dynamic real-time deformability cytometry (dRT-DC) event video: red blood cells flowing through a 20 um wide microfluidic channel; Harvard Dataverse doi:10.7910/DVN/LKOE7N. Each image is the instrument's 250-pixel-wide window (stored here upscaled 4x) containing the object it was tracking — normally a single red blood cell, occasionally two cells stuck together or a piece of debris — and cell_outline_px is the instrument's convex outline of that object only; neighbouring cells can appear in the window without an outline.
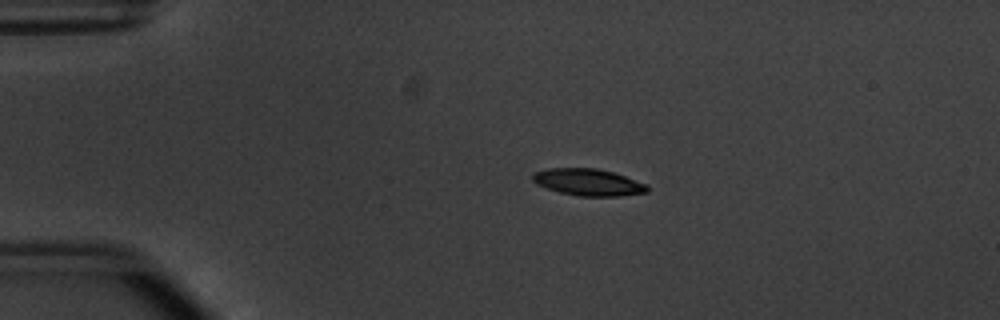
{"species": "common noctule bat (a hibernating species)", "species_latin": "Nyctalus noctula", "temperature_condition": "warm", "stored_images_in_passage": 53, "camera_frame_rate_fps": 3000, "um_per_image_px": 0.085, "animal": {"sex": "male", "body_mass_g": 20.1, "forearm_length_mm": 53.5}, "frame": {"image": 1, "passage_image": 11, "time_ms": 3.333, "image_size_px": [1000, 320], "cell_outline_px": [[648, 192], [620, 196], [580, 196], [560, 192], [536, 184], [532, 180], [532, 176], [536, 172], [548, 168], [596, 168], [612, 172], [648, 184]], "centroid_in_image_um": [50.02, 15.49], "position_along_channel_um": 35.0, "area_um2": 17.8}}
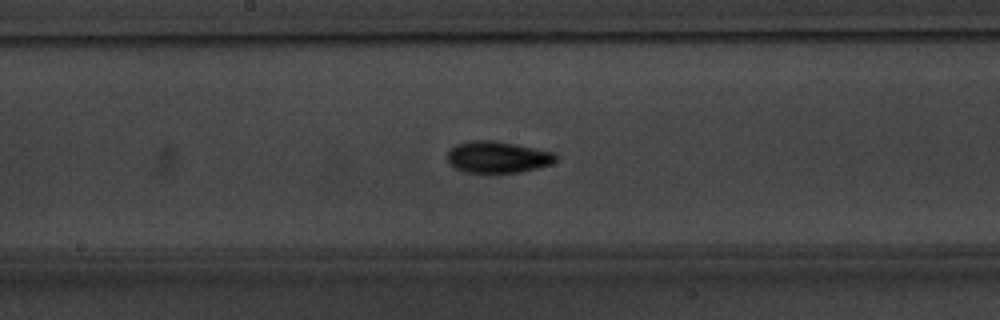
{"frame": {"image": 2, "passage_image": 28, "time_ms": 9.0, "image_size_px": [1000, 320], "cell_outline_px": [[560, 156], [552, 164], [520, 172], [496, 176], [464, 172], [448, 164], [448, 148], [456, 144], [472, 140], [492, 140], [516, 144], [556, 152]], "centroid_in_image_um": [42.3, 13.39], "position_along_channel_um": 205.9, "area_um2": 20.98}}
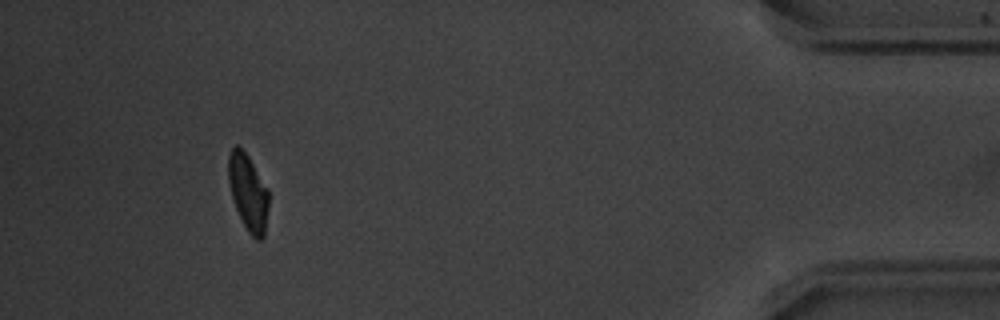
{"frame": {"image": 3, "passage_image": 49, "time_ms": 16.0, "image_size_px": [1000, 320], "cell_outline_px": [[268, 208], [264, 236], [260, 240], [256, 240], [248, 232], [236, 208], [232, 196], [228, 180], [228, 156], [232, 148], [236, 144], [240, 144], [248, 156], [268, 188]], "centroid_in_image_um": [21.09, 16.31], "position_along_channel_um": 414.1, "area_um2": 17.92}, "authors_computed_cell_mechanics": {"area_um2": 18.3226, "velocity_mm_per_s": 3.8177, "shape_relaxation_time_tau1_ms": 2.4427, "shape_relaxation_time_tau2_ms": 3.8831, "deformation_change_tau1": 0.1516, "deformation_change_tau2": 0.0609}}